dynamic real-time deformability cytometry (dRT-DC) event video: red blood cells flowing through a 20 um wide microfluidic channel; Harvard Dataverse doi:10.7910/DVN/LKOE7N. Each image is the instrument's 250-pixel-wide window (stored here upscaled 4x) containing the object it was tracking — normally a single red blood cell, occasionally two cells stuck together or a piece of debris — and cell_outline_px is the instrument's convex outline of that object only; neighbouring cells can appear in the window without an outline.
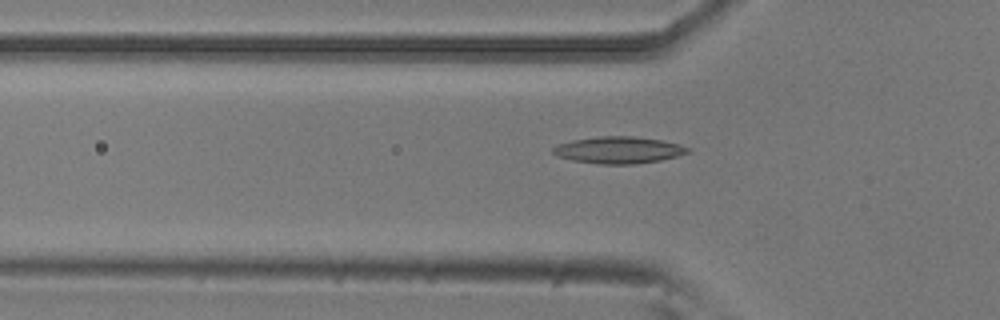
{"species": "common noctule bat (a hibernating species)", "species_latin": "Nyctalus noctula", "temperature_condition": "room temperature", "stored_images_in_passage": 39, "camera_frame_rate_fps": 3000, "um_per_image_px": 0.085, "animal": {"sex": "male", "body_mass_g": 20.5, "forearm_length_mm": 52.5}, "frame": {"image": 1, "passage_image": 3, "time_ms": 0.667, "image_size_px": [1000, 320], "cell_outline_px": [[692, 152], [660, 160], [632, 164], [600, 164], [572, 160], [556, 156], [552, 152], [552, 148], [560, 144], [572, 140], [600, 136], [632, 136], [660, 140], [680, 144], [692, 148]], "centroid_in_image_um": [52.61, 12.75], "position_along_channel_um": 73.2, "area_um2": 21.04}}
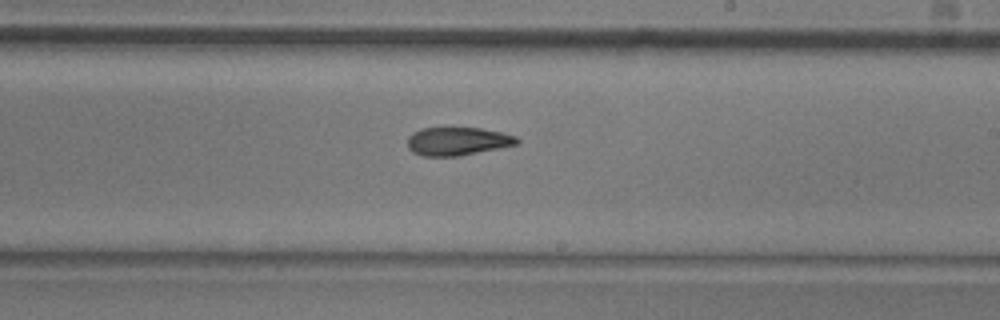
{"frame": {"image": 2, "passage_image": 17, "time_ms": 5.333, "image_size_px": [1000, 320], "cell_outline_px": [[520, 144], [460, 156], [424, 156], [412, 152], [408, 148], [408, 136], [412, 132], [420, 128], [444, 124], [480, 128], [500, 132], [516, 136], [520, 140]], "centroid_in_image_um": [38.86, 11.95], "position_along_channel_um": 250.1, "area_um2": 19.02}}
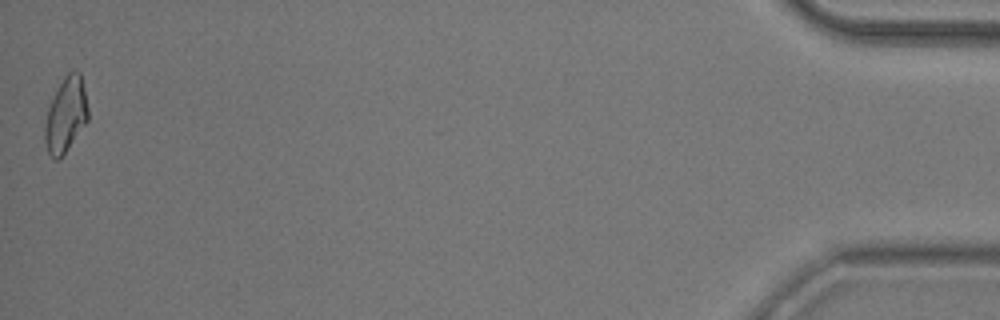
{"frame": {"image": 3, "passage_image": 39, "time_ms": 12.667, "image_size_px": [1000, 320], "cell_outline_px": [[88, 120], [64, 152], [56, 160], [48, 152], [44, 140], [44, 128], [48, 108], [64, 76], [72, 68], [76, 68], [80, 72], [88, 108]], "centroid_in_image_um": [5.59, 9.71], "position_along_channel_um": 429.6, "area_um2": 18.44}, "authors_computed_cell_mechanics": {"area_um2": 18.4382, "velocity_mm_per_s": 3.7679, "shape_relaxation_time_tau1_ms": null, "shape_relaxation_time_tau2_ms": 5.1739, "deformation_change_tau1": null, "deformation_change_tau2": 0.1331}}